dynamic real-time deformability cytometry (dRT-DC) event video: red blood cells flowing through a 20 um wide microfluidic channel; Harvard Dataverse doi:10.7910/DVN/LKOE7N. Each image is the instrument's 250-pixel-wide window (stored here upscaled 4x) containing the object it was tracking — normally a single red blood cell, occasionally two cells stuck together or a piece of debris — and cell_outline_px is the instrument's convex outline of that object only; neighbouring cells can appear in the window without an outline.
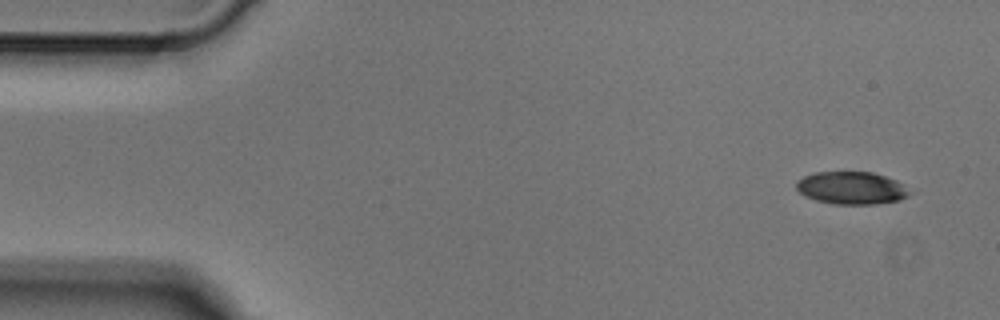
{"species": "Egyptian fruit bat (a non-hibernating species)", "species_latin": "Rousettus aegyptiacus", "temperature_condition": "cold", "stored_images_in_passage": 5, "segment_of_instrument_passage": [1, 2], "camera_frame_rate_fps": 3000, "um_per_image_px": 0.085, "animal": {"sex": "male"}, "frame": {"image": 1, "passage_image": 1, "time_ms": 0.0, "image_size_px": [1000, 320], "cell_outline_px": [[908, 196], [900, 200], [876, 204], [832, 204], [816, 200], [804, 196], [796, 188], [796, 180], [804, 176], [816, 172], [872, 172], [896, 180], [908, 192]], "centroid_in_image_um": [72.31, 15.98], "position_along_channel_um": 12.7, "area_um2": 21.33}}
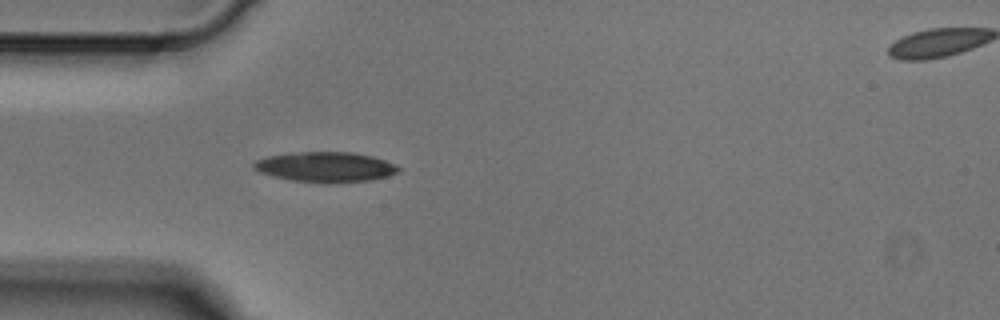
{"frame": {"image": 2, "passage_image": 4, "time_ms": 1.0, "image_size_px": [1000, 320], "cell_outline_px": [[400, 172], [388, 176], [368, 180], [324, 184], [292, 180], [260, 172], [252, 168], [252, 164], [256, 160], [268, 156], [292, 152], [352, 152], [372, 156], [396, 164], [400, 168]], "centroid_in_image_um": [27.68, 14.19], "position_along_channel_um": 57.3, "area_um2": 25.49}}